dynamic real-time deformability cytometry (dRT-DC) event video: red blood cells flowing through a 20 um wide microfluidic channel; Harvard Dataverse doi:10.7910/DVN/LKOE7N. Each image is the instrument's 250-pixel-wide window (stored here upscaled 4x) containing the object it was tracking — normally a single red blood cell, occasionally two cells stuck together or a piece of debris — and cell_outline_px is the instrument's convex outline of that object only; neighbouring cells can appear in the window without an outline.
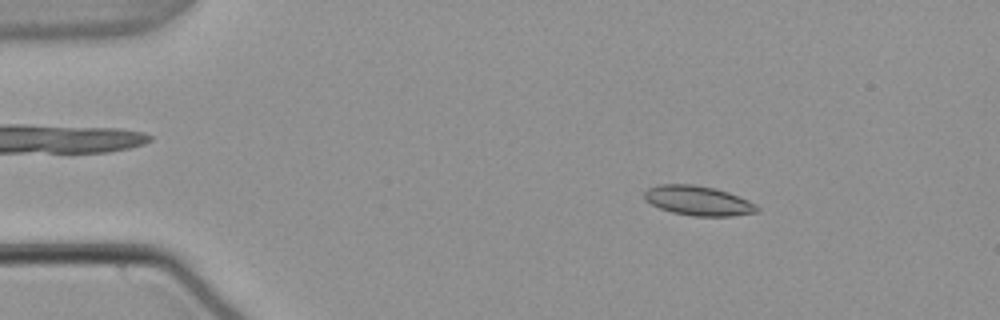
{"species": "common noctule bat (a hibernating species)", "species_latin": "Nyctalus noctula", "temperature_condition": "warm", "stored_images_in_passage": 53, "camera_frame_rate_fps": 3000, "um_per_image_px": 0.085, "animal": {"sex": "male", "body_mass_g": 21.5, "forearm_length_mm": 52.0}, "frame": {"image": 1, "passage_image": 8, "time_ms": 2.333, "image_size_px": [1000, 320], "cell_outline_px": [[760, 208], [756, 212], [732, 216], [692, 216], [672, 212], [660, 208], [644, 200], [644, 192], [648, 188], [660, 184], [692, 184], [716, 188], [728, 192], [748, 200], [756, 204]], "centroid_in_image_um": [59.34, 17.05], "position_along_channel_um": 25.7, "area_um2": 19.48}}
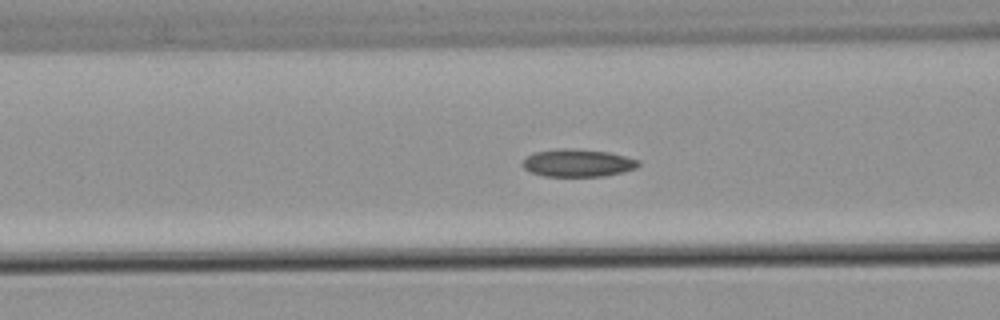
{"frame": {"image": 2, "passage_image": 21, "time_ms": 6.667, "image_size_px": [1000, 320], "cell_outline_px": [[640, 164], [636, 168], [624, 172], [604, 176], [544, 176], [532, 172], [524, 168], [520, 164], [532, 152], [556, 148], [568, 148], [608, 152], [640, 160]], "centroid_in_image_um": [49.1, 13.84], "position_along_channel_um": 117.5, "area_um2": 18.73}}
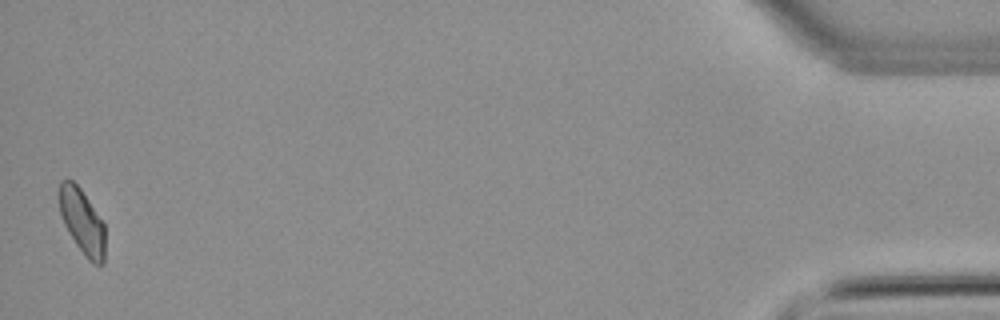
{"frame": {"image": 3, "passage_image": 53, "time_ms": 17.333, "image_size_px": [1000, 320], "cell_outline_px": [[104, 264], [92, 264], [88, 260], [76, 244], [68, 232], [64, 224], [60, 212], [60, 180], [72, 180], [80, 188], [104, 224]], "centroid_in_image_um": [6.99, 18.86], "position_along_channel_um": 428.2, "area_um2": 16.99}}